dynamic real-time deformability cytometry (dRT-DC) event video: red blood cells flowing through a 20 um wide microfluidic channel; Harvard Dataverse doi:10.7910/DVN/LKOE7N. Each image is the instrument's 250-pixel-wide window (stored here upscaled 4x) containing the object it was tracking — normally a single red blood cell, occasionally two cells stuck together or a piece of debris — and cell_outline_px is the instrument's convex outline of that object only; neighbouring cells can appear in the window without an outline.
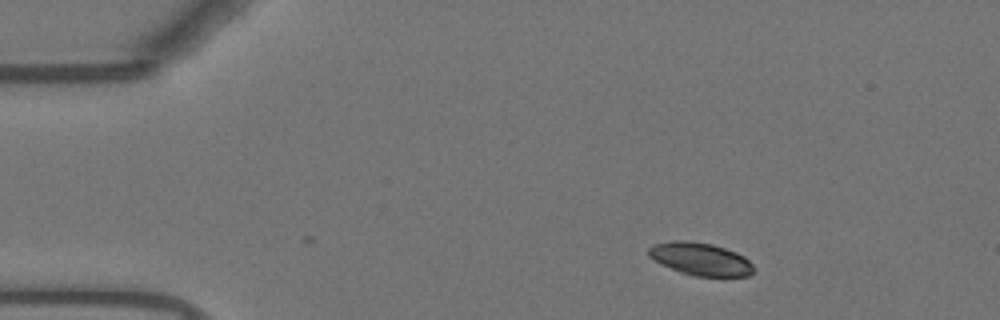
{"species": "Egyptian fruit bat (a non-hibernating species)", "species_latin": "Rousettus aegyptiacus", "temperature_condition": "warm", "stored_images_in_passage": 38, "camera_frame_rate_fps": 3000, "um_per_image_px": 0.085, "animal": {"sex": "female"}, "frame": {"image": 1, "passage_image": 1, "time_ms": 0.0, "image_size_px": [1000, 320], "cell_outline_px": [[756, 268], [748, 276], [692, 276], [680, 272], [660, 264], [648, 256], [648, 248], [656, 244], [672, 240], [688, 240], [712, 244], [736, 252], [744, 256]], "centroid_in_image_um": [59.53, 22.01], "position_along_channel_um": 25.5, "area_um2": 20.11}}
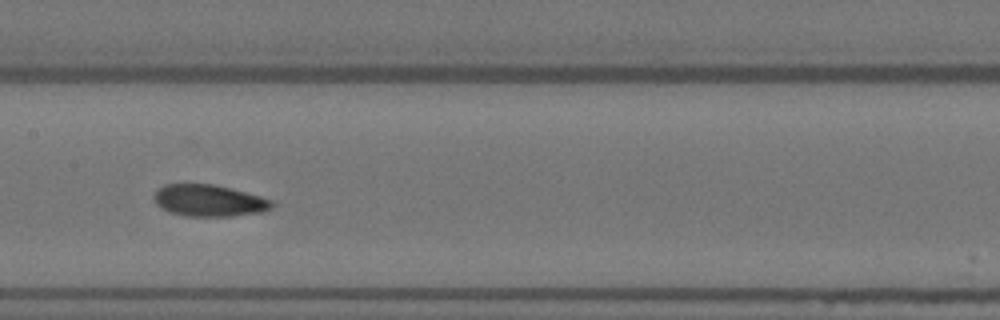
{"frame": {"image": 2, "passage_image": 20, "time_ms": 6.333, "image_size_px": [1000, 320], "cell_outline_px": [[276, 204], [272, 208], [264, 212], [228, 216], [184, 216], [168, 212], [160, 208], [156, 204], [152, 196], [156, 188], [164, 184], [212, 184], [276, 200]], "centroid_in_image_um": [17.75, 17.05], "position_along_channel_um": 189.7, "area_um2": 22.14}}
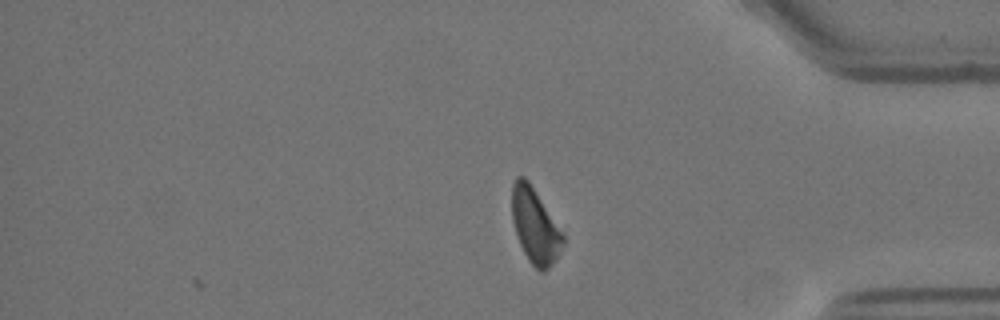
{"frame": {"image": 3, "passage_image": 38, "time_ms": 12.333, "image_size_px": [1000, 320], "cell_outline_px": [[564, 244], [556, 260], [544, 272], [540, 272], [528, 260], [520, 244], [512, 220], [512, 184], [516, 176], [524, 176], [528, 180], [564, 232]], "centroid_in_image_um": [45.5, 19.19], "position_along_channel_um": 389.7, "area_um2": 22.43}, "authors_computed_cell_mechanics": {"area_um2": 22.253, "velocity_mm_per_s": 3.6849, "shape_relaxation_time_tau1_ms": 4.1456, "shape_relaxation_time_tau2_ms": 2.9422, "deformation_change_tau1": 0.086, "deformation_change_tau2": 0.0998}}